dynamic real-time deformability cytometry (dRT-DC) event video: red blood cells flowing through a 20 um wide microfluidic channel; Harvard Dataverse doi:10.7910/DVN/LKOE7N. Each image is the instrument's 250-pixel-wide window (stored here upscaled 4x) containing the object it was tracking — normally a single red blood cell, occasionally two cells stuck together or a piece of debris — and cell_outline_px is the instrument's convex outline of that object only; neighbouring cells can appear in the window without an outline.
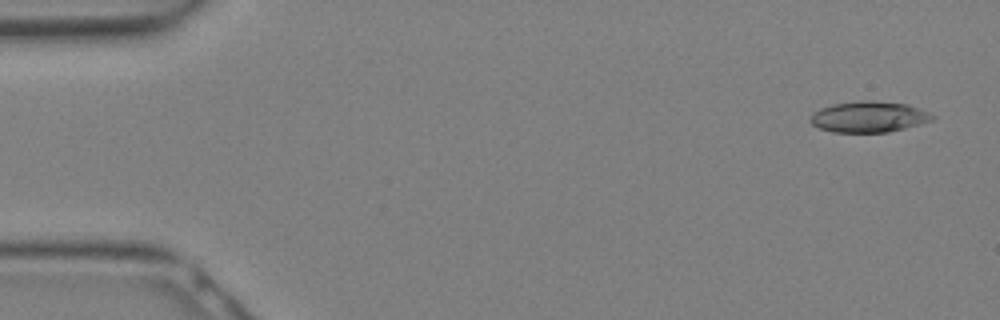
{"species": "Egyptian fruit bat (a non-hibernating species)", "species_latin": "Rousettus aegyptiacus", "temperature_condition": "warm", "stored_images_in_passage": 13, "camera_frame_rate_fps": 3000, "um_per_image_px": 0.085, "animal": {"sex": "female"}, "frame": {"image": 1, "passage_image": 2, "time_ms": 0.333, "image_size_px": [1000, 320], "cell_outline_px": [[936, 116], [932, 120], [920, 124], [888, 132], [832, 132], [820, 128], [812, 124], [808, 120], [812, 112], [820, 108], [832, 104], [860, 100], [872, 100], [908, 104], [928, 112]], "centroid_in_image_um": [73.82, 9.92], "position_along_channel_um": 11.2, "area_um2": 22.14}}
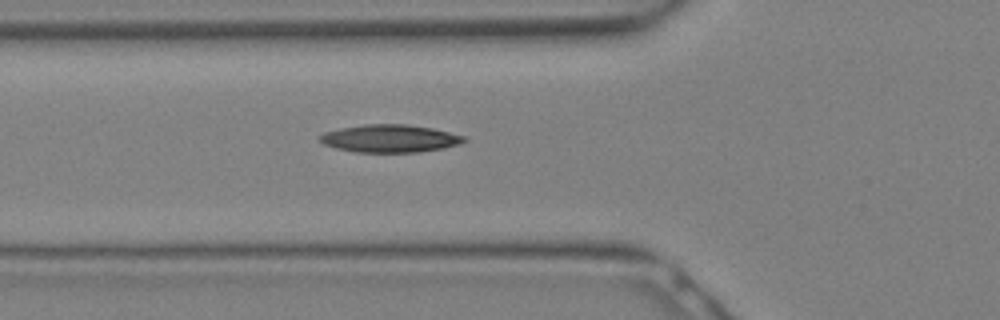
{"frame": {"image": 2, "passage_image": 11, "time_ms": 3.333, "image_size_px": [1000, 320], "cell_outline_px": [[468, 140], [460, 144], [444, 148], [420, 152], [356, 152], [336, 148], [324, 144], [316, 136], [324, 132], [340, 128], [364, 124], [408, 124], [432, 128], [468, 136]], "centroid_in_image_um": [33.17, 11.77], "position_along_channel_um": 92.6, "area_um2": 23.58}}
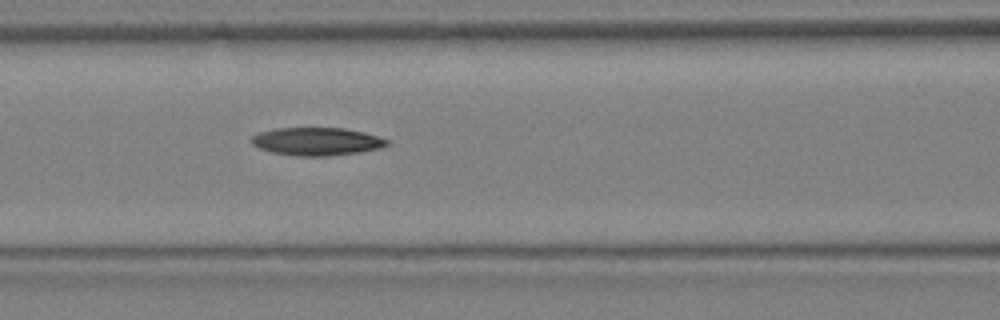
{"frame": {"image": 3, "passage_image": 13, "time_ms": 4.0, "image_size_px": [1000, 320], "cell_outline_px": [[388, 144], [380, 148], [360, 152], [332, 156], [296, 156], [272, 152], [260, 148], [252, 144], [252, 136], [260, 132], [276, 128], [344, 128], [364, 132], [388, 140]], "centroid_in_image_um": [26.93, 12.03], "position_along_channel_um": 139.7, "area_um2": 21.96}}